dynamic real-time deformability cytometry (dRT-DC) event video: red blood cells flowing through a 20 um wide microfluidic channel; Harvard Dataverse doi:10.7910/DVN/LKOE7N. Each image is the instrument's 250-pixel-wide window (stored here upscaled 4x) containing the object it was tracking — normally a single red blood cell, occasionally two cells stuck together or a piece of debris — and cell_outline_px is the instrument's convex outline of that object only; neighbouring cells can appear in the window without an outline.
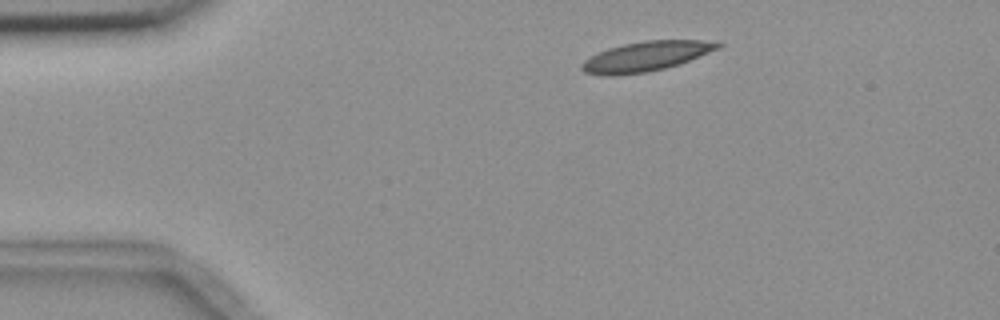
{"species": "common noctule bat (a hibernating species)", "species_latin": "Nyctalus noctula", "temperature_condition": "room temperature", "stored_images_in_passage": 4, "camera_frame_rate_fps": 3000, "um_per_image_px": 0.085, "animal": {"sex": "female", "body_mass_g": 18.4}, "frame": {"image": 1, "passage_image": 1, "time_ms": 0.0, "image_size_px": [1000, 320], "cell_outline_px": [[724, 44], [720, 48], [680, 64], [648, 72], [616, 76], [604, 76], [584, 72], [580, 68], [580, 64], [584, 60], [608, 48], [624, 44], [644, 40], [716, 40]], "centroid_in_image_um": [54.94, 4.79], "position_along_channel_um": 30.1, "area_um2": 23.87}}
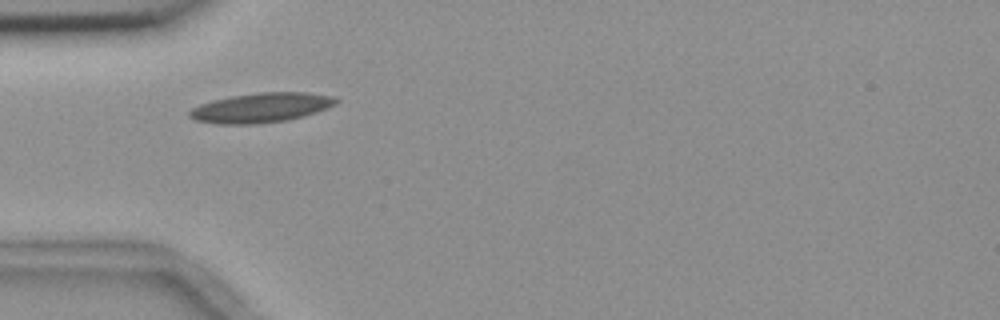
{"frame": {"image": 2, "passage_image": 3, "time_ms": 2.333, "image_size_px": [1000, 320], "cell_outline_px": [[340, 100], [336, 104], [316, 112], [304, 116], [288, 120], [256, 124], [216, 124], [196, 120], [188, 116], [188, 112], [192, 108], [200, 104], [212, 100], [232, 96], [256, 92], [304, 92], [332, 96]], "centroid_in_image_um": [22.18, 9.15], "position_along_channel_um": 62.8, "area_um2": 25.37}}